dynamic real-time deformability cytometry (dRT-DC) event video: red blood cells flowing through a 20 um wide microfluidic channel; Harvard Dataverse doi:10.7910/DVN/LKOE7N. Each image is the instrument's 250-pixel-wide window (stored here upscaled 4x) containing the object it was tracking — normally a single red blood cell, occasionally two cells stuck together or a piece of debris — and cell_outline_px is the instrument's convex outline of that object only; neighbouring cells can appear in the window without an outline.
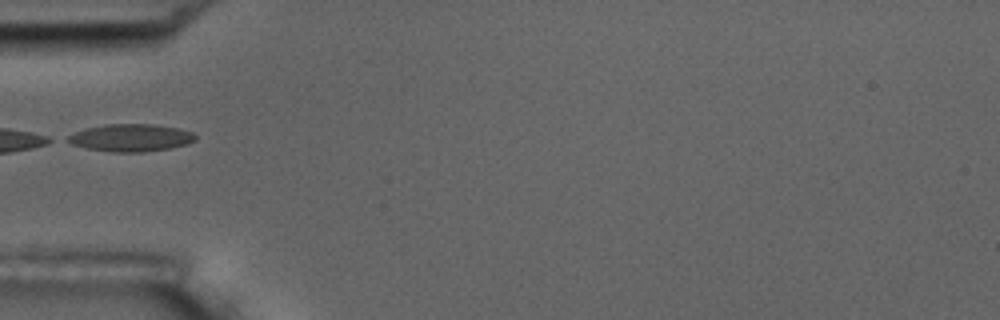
{"species": "common noctule bat (a hibernating species)", "species_latin": "Nyctalus noctula", "temperature_condition": "room temperature", "stored_images_in_passage": 8, "camera_frame_rate_fps": 3000, "um_per_image_px": 0.085, "animal": {"sex": "male", "body_mass_g": 17.5, "forearm_length_mm": 52.3}, "frame": {"image": 1, "passage_image": 1, "time_ms": 0.0, "image_size_px": [1000, 320], "cell_outline_px": [[196, 140], [188, 144], [168, 148], [144, 152], [112, 152], [84, 148], [72, 144], [64, 140], [68, 136], [84, 128], [104, 124], [152, 124], [180, 128], [192, 132], [196, 136]], "centroid_in_image_um": [11.1, 11.7], "position_along_channel_um": 73.9, "area_um2": 20.58}}
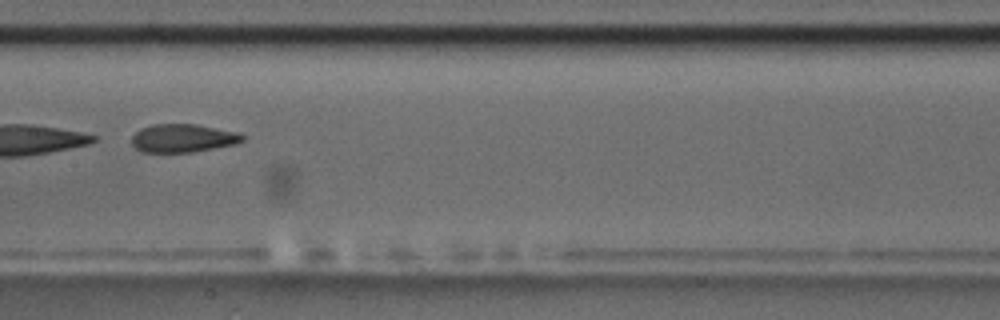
{"frame": {"image": 2, "passage_image": 4, "time_ms": 3.333, "image_size_px": [1000, 320], "cell_outline_px": [[244, 140], [236, 144], [192, 152], [140, 152], [132, 144], [132, 136], [140, 128], [152, 124], [196, 124], [240, 132], [244, 136]], "centroid_in_image_um": [15.56, 11.74], "position_along_channel_um": 191.8, "area_um2": 18.38}}
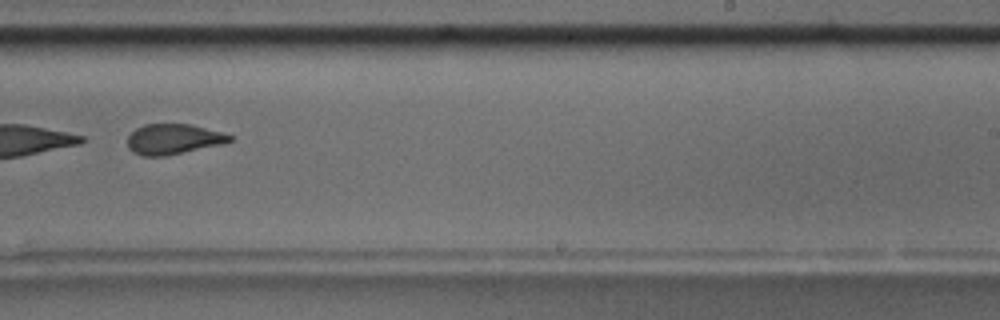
{"frame": {"image": 3, "passage_image": 6, "time_ms": 5.667, "image_size_px": [1000, 320], "cell_outline_px": [[232, 140], [224, 144], [164, 156], [144, 156], [132, 152], [128, 148], [128, 136], [136, 128], [144, 124], [192, 124], [220, 132], [232, 136]], "centroid_in_image_um": [14.72, 11.83], "position_along_channel_um": 274.3, "area_um2": 18.03}}